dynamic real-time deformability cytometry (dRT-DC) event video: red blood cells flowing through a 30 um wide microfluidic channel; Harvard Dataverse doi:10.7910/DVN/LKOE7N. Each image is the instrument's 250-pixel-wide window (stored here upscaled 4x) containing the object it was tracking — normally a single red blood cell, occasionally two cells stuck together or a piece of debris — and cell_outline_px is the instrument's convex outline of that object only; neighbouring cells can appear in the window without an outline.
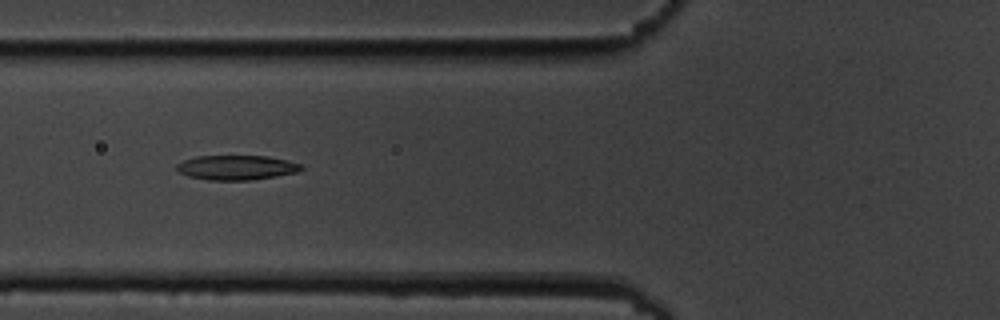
{"species": "common noctule bat (a hibernating species)", "species_latin": "Nyctalus noctula", "temperature_condition": "cold", "stored_images_in_passage": 8, "camera_frame_rate_fps": 3000, "um_per_image_px": 0.085, "animal": {"sex": "male", "body_mass_g": 19.5, "forearm_length_mm": 54.6}, "frame": {"image": 1, "passage_image": 5, "time_ms": 5.333, "image_size_px": [1000, 320], "cell_outline_px": [[304, 168], [296, 172], [276, 176], [252, 180], [208, 180], [188, 176], [180, 172], [176, 168], [176, 164], [184, 160], [196, 156], [268, 156], [288, 160], [304, 164]], "centroid_in_image_um": [20.13, 14.24], "position_along_channel_um": 105.7, "area_um2": 17.98}}
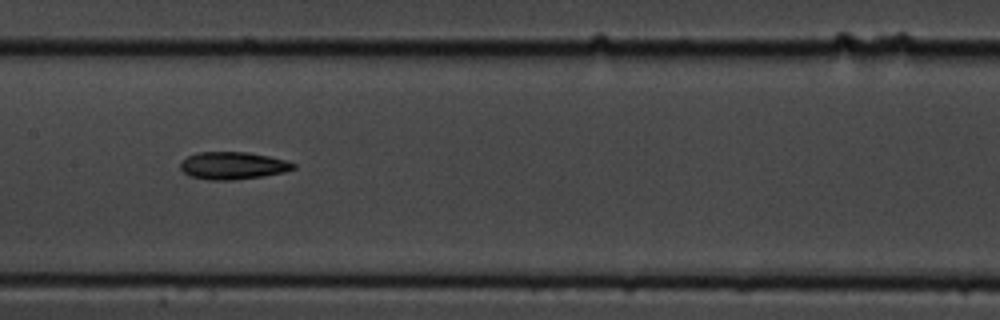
{"frame": {"image": 2, "passage_image": 7, "time_ms": 7.667, "image_size_px": [1000, 320], "cell_outline_px": [[296, 168], [284, 172], [264, 176], [232, 180], [208, 180], [188, 176], [180, 168], [180, 164], [188, 156], [196, 152], [248, 152], [288, 160], [296, 164]], "centroid_in_image_um": [19.81, 14.08], "position_along_channel_um": 187.6, "area_um2": 18.21}}
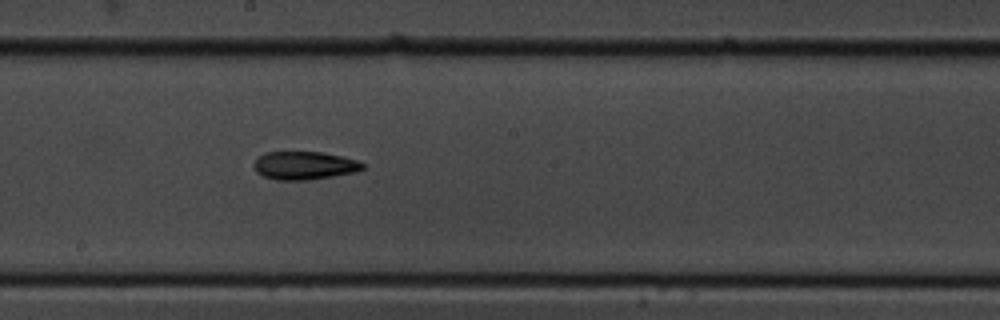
{"frame": {"image": 3, "passage_image": 8, "time_ms": 8.667, "image_size_px": [1000, 320], "cell_outline_px": [[364, 168], [356, 172], [332, 176], [304, 180], [276, 180], [264, 176], [256, 172], [252, 164], [264, 152], [324, 152], [344, 156], [360, 160], [364, 164]], "centroid_in_image_um": [25.89, 14.06], "position_along_channel_um": 222.3, "area_um2": 17.98}}